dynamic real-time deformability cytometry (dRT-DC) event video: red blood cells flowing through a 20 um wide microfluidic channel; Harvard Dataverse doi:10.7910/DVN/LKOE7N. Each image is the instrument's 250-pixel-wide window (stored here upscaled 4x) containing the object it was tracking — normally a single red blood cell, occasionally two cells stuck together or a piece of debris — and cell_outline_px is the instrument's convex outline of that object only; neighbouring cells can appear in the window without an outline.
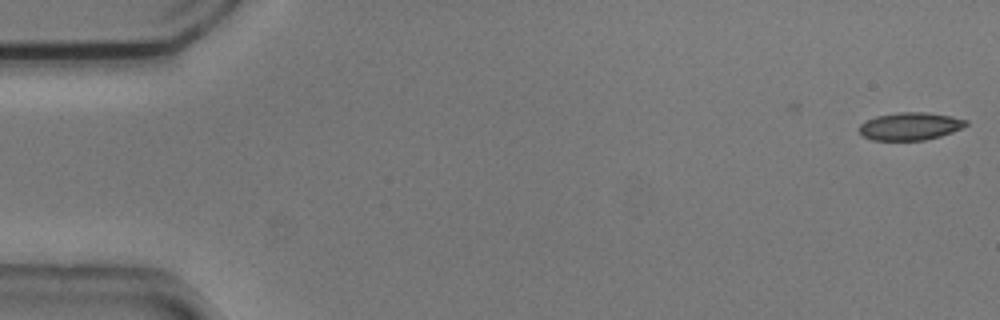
{"species": "common noctule bat (a hibernating species)", "species_latin": "Nyctalus noctula", "temperature_condition": "cold", "stored_images_in_passage": 2, "camera_frame_rate_fps": 3000, "um_per_image_px": 0.085, "animal": {"sex": "male", "body_mass_g": 20.5, "forearm_length_mm": 52.5}, "frame": {"image": 1, "passage_image": 2, "time_ms": 0.333, "image_size_px": [1000, 320], "cell_outline_px": [[968, 124], [952, 132], [940, 136], [924, 140], [872, 140], [864, 136], [860, 132], [860, 124], [876, 116], [900, 112], [924, 112], [952, 116], [968, 120]], "centroid_in_image_um": [77.38, 10.73], "position_along_channel_um": 7.6, "area_um2": 17.05}}